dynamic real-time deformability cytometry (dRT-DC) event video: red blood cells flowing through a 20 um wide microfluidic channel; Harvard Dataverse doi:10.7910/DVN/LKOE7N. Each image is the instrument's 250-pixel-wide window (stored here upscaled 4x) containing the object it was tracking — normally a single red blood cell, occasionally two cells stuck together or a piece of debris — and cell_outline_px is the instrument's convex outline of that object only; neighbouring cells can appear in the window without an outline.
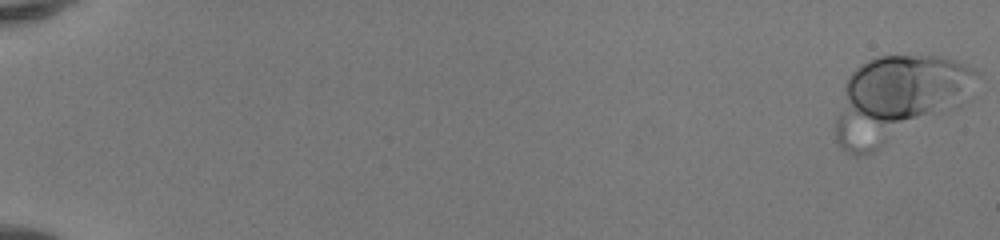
{"species": "human", "species_latin": "Homo sapiens", "temperature_condition": "room temperature", "stored_images_in_passage": 12, "camera_frame_rate_fps": 3000, "um_per_image_px": 0.085, "donor": {"sex": "female"}, "frame": {"image": 1, "passage_image": 1, "time_ms": 0.0, "image_size_px": [1000, 240], "cell_outline_px": [[976, 72], [960, 88], [936, 108], [872, 152], [856, 156], [844, 152], [840, 148], [836, 140], [836, 116], [844, 84], [848, 76], [860, 64], [868, 60], [880, 56], [940, 56], [956, 60]], "centroid_in_image_um": [75.91, 8.31], "position_along_channel_um": 9.1, "area_um2": 62.71}}